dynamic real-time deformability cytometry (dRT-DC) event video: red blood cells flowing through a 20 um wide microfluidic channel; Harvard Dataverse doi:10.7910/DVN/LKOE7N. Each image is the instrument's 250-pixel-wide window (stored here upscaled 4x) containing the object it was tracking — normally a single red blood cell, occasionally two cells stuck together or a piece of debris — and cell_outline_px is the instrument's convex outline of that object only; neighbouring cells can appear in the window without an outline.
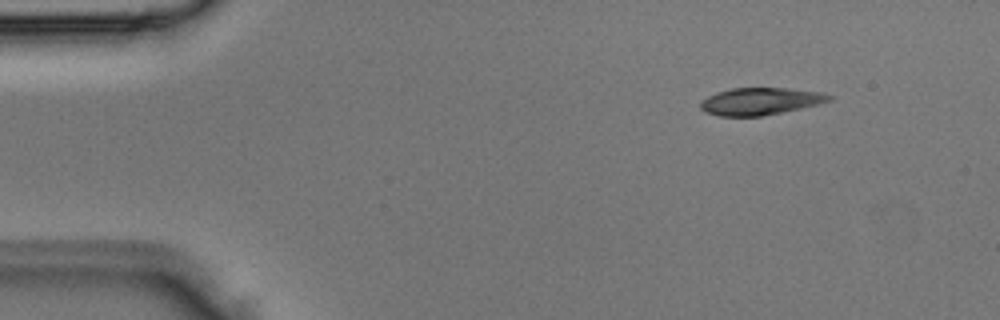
{"species": "Egyptian fruit bat (a non-hibernating species)", "species_latin": "Rousettus aegyptiacus", "temperature_condition": "room temperature", "stored_images_in_passage": 3, "segment_of_instrument_passage": [2, 2], "camera_frame_rate_fps": 3000, "um_per_image_px": 0.085, "animal": {"sex": "male"}, "frame": {"image": 1, "passage_image": 3, "time_ms": 0.667, "image_size_px": [1000, 320], "cell_outline_px": [[832, 100], [820, 104], [760, 116], [720, 116], [704, 112], [700, 108], [700, 100], [716, 92], [732, 88], [788, 88], [824, 92], [832, 96]], "centroid_in_image_um": [64.62, 8.6], "position_along_channel_um": 20.4, "area_um2": 20.46}}